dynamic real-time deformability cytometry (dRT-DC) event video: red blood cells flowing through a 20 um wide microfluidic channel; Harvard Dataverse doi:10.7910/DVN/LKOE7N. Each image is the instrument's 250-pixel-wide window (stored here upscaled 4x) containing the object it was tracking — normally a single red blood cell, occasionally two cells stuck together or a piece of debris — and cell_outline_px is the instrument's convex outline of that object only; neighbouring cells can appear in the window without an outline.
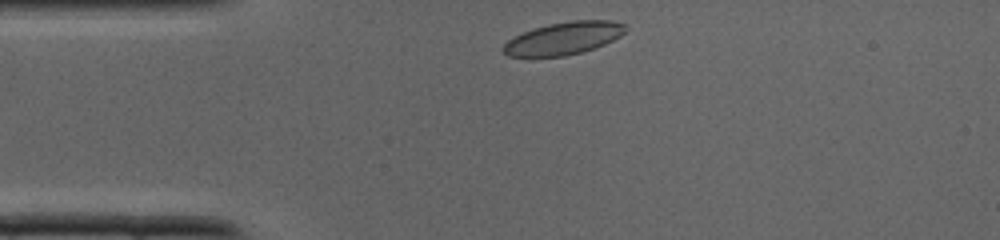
{"species": "common noctule bat (a hibernating species)", "species_latin": "Nyctalus noctula", "temperature_condition": "cold", "stored_images_in_passage": 24, "camera_frame_rate_fps": 3000, "um_per_image_px": 0.085, "animal": {"sex": "male", "body_mass_g": 19.0, "forearm_length_mm": 50.8}, "frame": {"image": 1, "passage_image": 1, "time_ms": 0.0, "image_size_px": [1000, 240], "cell_outline_px": [[628, 28], [620, 36], [596, 48], [564, 56], [508, 56], [500, 48], [508, 40], [532, 28], [548, 24], [572, 20], [612, 20], [624, 24]], "centroid_in_image_um": [47.92, 3.24], "position_along_channel_um": 37.1, "area_um2": 23.12}}
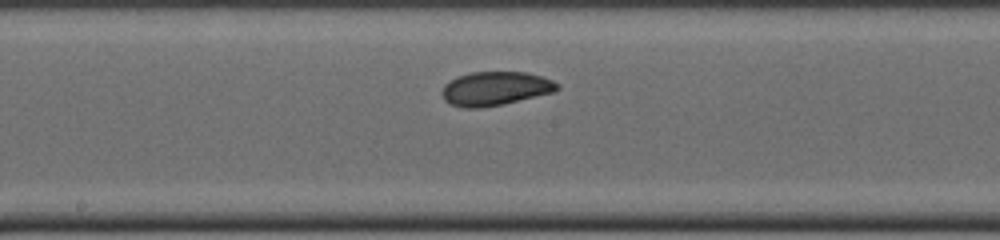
{"frame": {"image": 2, "passage_image": 12, "time_ms": 3.667, "image_size_px": [1000, 240], "cell_outline_px": [[560, 88], [556, 92], [504, 104], [480, 108], [464, 108], [452, 104], [444, 100], [440, 92], [444, 84], [456, 76], [472, 72], [524, 72], [540, 76], [552, 80], [560, 84]], "centroid_in_image_um": [42.1, 7.53], "position_along_channel_um": 206.1, "area_um2": 23.0}}
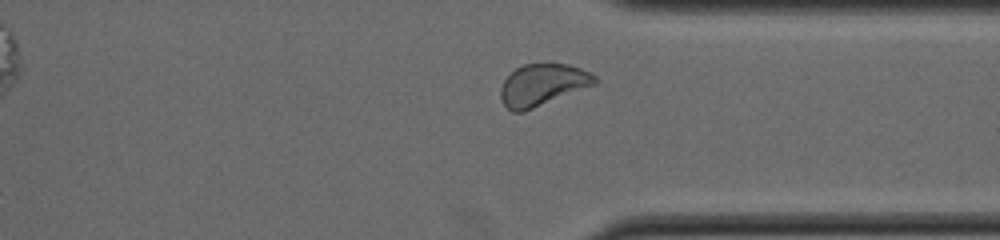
{"frame": {"image": 3, "passage_image": 21, "time_ms": 6.667, "image_size_px": [1000, 240], "cell_outline_px": [[596, 84], [524, 112], [512, 112], [500, 100], [500, 88], [504, 80], [516, 68], [524, 64], [568, 64], [580, 68], [596, 76]], "centroid_in_image_um": [46.09, 7.22], "position_along_channel_um": 365.3, "area_um2": 22.83}}